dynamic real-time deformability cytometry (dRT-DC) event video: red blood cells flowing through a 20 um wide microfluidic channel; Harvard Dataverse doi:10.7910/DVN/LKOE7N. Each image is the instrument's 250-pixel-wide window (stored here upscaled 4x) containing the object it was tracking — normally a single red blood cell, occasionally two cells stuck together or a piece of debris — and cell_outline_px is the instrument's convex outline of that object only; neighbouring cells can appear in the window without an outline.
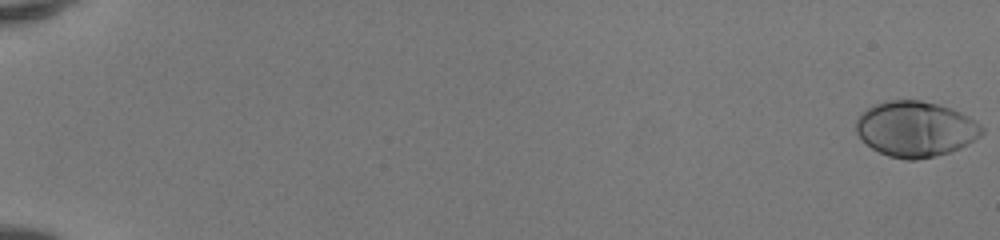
{"species": "human", "species_latin": "Homo sapiens", "temperature_condition": "room temperature", "stored_images_in_passage": 52, "camera_frame_rate_fps": 3000, "um_per_image_px": 0.085, "donor": {"sex": "female"}, "frame": {"image": 1, "passage_image": 1, "time_ms": 0.0, "image_size_px": [1000, 240], "cell_outline_px": [[984, 132], [980, 136], [968, 144], [952, 152], [936, 156], [916, 160], [908, 160], [888, 156], [872, 148], [856, 132], [856, 120], [860, 112], [872, 104], [888, 100], [920, 100], [940, 104], [952, 108], [976, 120], [984, 128]], "centroid_in_image_um": [77.84, 10.95], "position_along_channel_um": 7.2, "area_um2": 41.1}}
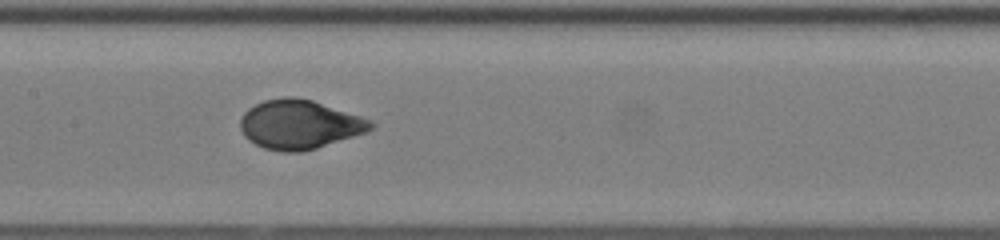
{"frame": {"image": 2, "passage_image": 29, "time_ms": 9.333, "image_size_px": [1000, 240], "cell_outline_px": [[376, 124], [368, 132], [316, 148], [300, 152], [284, 152], [264, 148], [248, 140], [244, 136], [240, 128], [240, 120], [244, 112], [248, 108], [264, 100], [284, 96], [296, 96], [312, 100], [372, 120]], "centroid_in_image_um": [25.45, 10.57], "position_along_channel_um": 181.9, "area_um2": 37.45}}
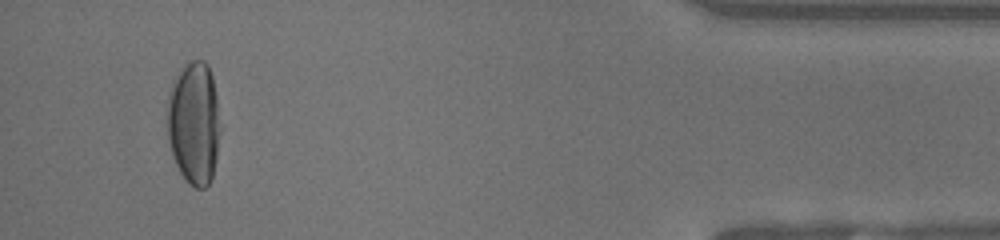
{"frame": {"image": 3, "passage_image": 50, "time_ms": 16.333, "image_size_px": [1000, 240], "cell_outline_px": [[220, 128], [216, 160], [212, 176], [208, 184], [204, 188], [196, 188], [188, 184], [184, 180], [172, 156], [168, 140], [168, 100], [172, 84], [180, 68], [184, 64], [192, 60], [204, 60], [208, 64], [212, 76], [216, 96]], "centroid_in_image_um": [16.49, 10.47], "position_along_channel_um": 418.7, "area_um2": 38.03}, "authors_computed_cell_mechanics": {"area_um2": 37.7723, "velocity_mm_per_s": 4.1393, "shape_relaxation_time_tau1_ms": 3.6817, "shape_relaxation_time_tau2_ms": null, "deformation_change_tau1": 0.2167, "deformation_change_tau2": null}}